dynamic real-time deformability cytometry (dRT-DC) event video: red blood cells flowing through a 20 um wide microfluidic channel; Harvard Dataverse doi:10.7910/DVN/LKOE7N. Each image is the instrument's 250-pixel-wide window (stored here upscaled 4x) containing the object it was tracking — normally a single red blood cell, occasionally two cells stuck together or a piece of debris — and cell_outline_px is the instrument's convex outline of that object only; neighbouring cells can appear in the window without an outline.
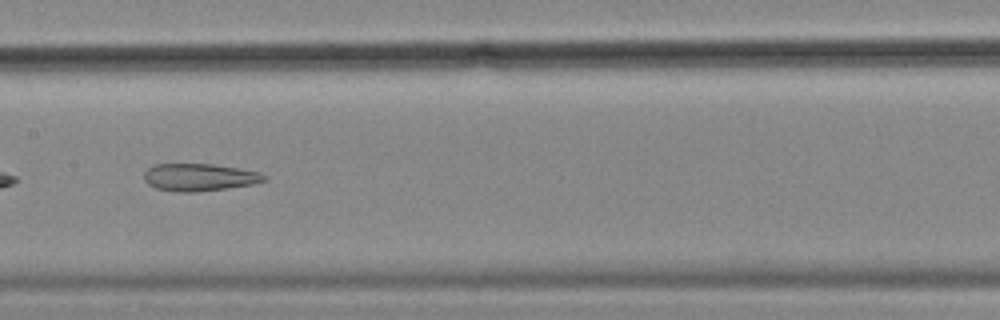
{"species": "common noctule bat (a hibernating species)", "species_latin": "Nyctalus noctula", "temperature_condition": "cold", "stored_images_in_passage": 37, "camera_frame_rate_fps": 3000, "um_per_image_px": 0.085, "animal": {"sex": "female", "body_mass_g": 18.4}, "frame": {"image": 1, "passage_image": 11, "time_ms": 3.333, "image_size_px": [1000, 320], "cell_outline_px": [[268, 180], [252, 184], [196, 192], [180, 192], [156, 188], [148, 184], [144, 180], [144, 172], [152, 164], [212, 164], [240, 168], [260, 172], [268, 176]], "centroid_in_image_um": [16.96, 15.05], "position_along_channel_um": 190.4, "area_um2": 19.25}}